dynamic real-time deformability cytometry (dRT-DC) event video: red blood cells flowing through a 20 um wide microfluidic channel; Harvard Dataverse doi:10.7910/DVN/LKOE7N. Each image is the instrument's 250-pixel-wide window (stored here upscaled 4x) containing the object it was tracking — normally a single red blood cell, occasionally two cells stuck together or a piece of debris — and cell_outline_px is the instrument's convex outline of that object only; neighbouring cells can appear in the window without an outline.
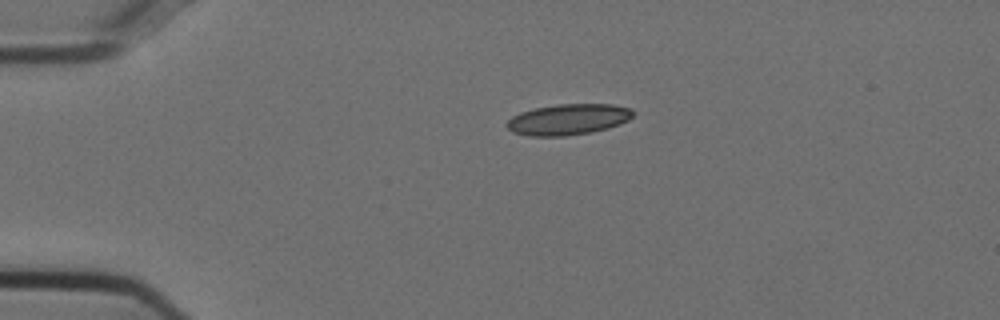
{"species": "Egyptian fruit bat (a non-hibernating species)", "species_latin": "Rousettus aegyptiacus", "temperature_condition": "cold", "stored_images_in_passage": 33, "camera_frame_rate_fps": 3000, "um_per_image_px": 0.085, "animal": {"sex": "female"}, "frame": {"image": 1, "passage_image": 1, "time_ms": 0.0, "image_size_px": [1000, 320], "cell_outline_px": [[636, 112], [628, 120], [620, 124], [608, 128], [592, 132], [564, 136], [528, 136], [512, 132], [504, 124], [512, 116], [520, 112], [536, 108], [556, 104], [612, 104], [632, 108]], "centroid_in_image_um": [48.3, 10.15], "position_along_channel_um": 36.7, "area_um2": 22.95}}
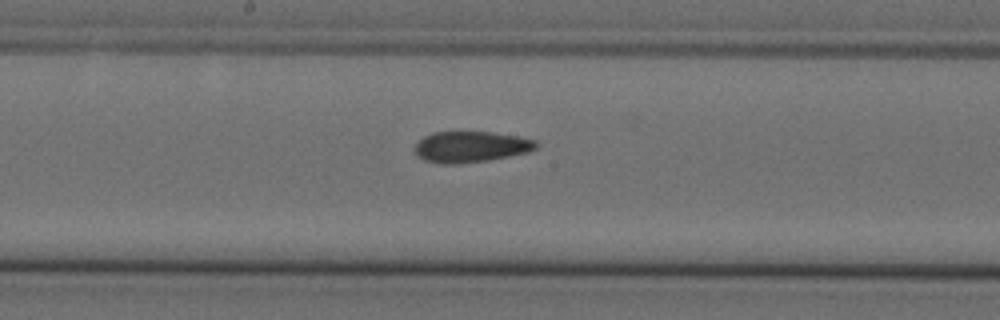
{"frame": {"image": 2, "passage_image": 18, "time_ms": 5.667, "image_size_px": [1000, 320], "cell_outline_px": [[540, 144], [536, 148], [528, 152], [488, 160], [456, 164], [444, 164], [424, 160], [416, 156], [416, 144], [424, 136], [432, 132], [492, 132], [516, 136], [536, 140]], "centroid_in_image_um": [40.03, 12.48], "position_along_channel_um": 208.2, "area_um2": 21.85}}
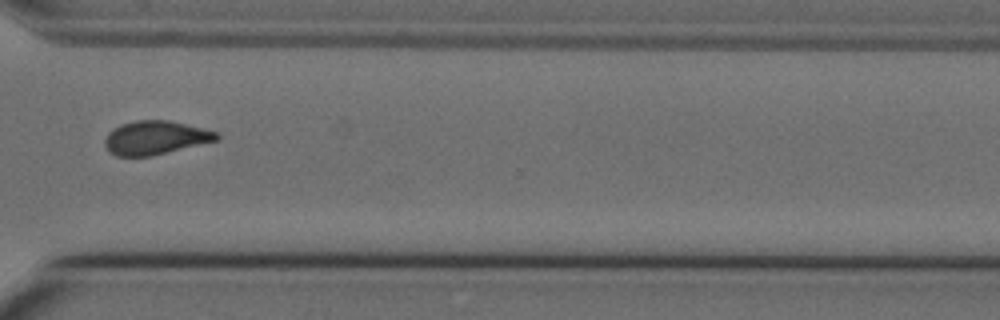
{"frame": {"image": 3, "passage_image": 30, "time_ms": 9.667, "image_size_px": [1000, 320], "cell_outline_px": [[220, 136], [216, 140], [152, 156], [116, 156], [108, 152], [104, 144], [104, 140], [108, 132], [112, 128], [120, 124], [136, 120], [168, 120], [220, 132]], "centroid_in_image_um": [13.16, 11.7], "position_along_channel_um": 357.4, "area_um2": 22.02}, "authors_computed_cell_mechanics": {"area_um2": 22.3686, "velocity_mm_per_s": 3.7386, "shape_relaxation_time_tau1_ms": 10.5287, "shape_relaxation_time_tau2_ms": 2.4063, "deformation_change_tau1": 0.1858, "deformation_change_tau2": 0.0922}}